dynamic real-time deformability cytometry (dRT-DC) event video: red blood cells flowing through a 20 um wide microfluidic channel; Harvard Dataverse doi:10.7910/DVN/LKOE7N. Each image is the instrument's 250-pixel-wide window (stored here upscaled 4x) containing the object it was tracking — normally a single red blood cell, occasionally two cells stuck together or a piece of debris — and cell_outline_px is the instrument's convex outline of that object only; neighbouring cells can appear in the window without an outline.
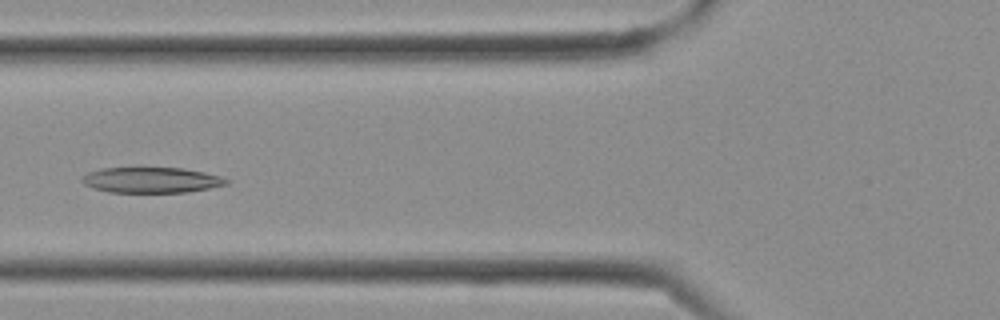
{"species": "Egyptian fruit bat (a non-hibernating species)", "species_latin": "Rousettus aegyptiacus", "temperature_condition": "cold", "stored_images_in_passage": 17, "camera_frame_rate_fps": 3000, "um_per_image_px": 0.085, "frame": {"image": 1, "passage_image": 12, "time_ms": 3.667, "image_size_px": [1000, 320], "cell_outline_px": [[232, 180], [228, 184], [188, 192], [108, 192], [84, 184], [80, 180], [88, 172], [100, 168], [136, 164], [144, 164], [184, 168], [204, 172], [220, 176]], "centroid_in_image_um": [12.85, 15.23], "position_along_channel_um": 113.0, "area_um2": 22.77}}
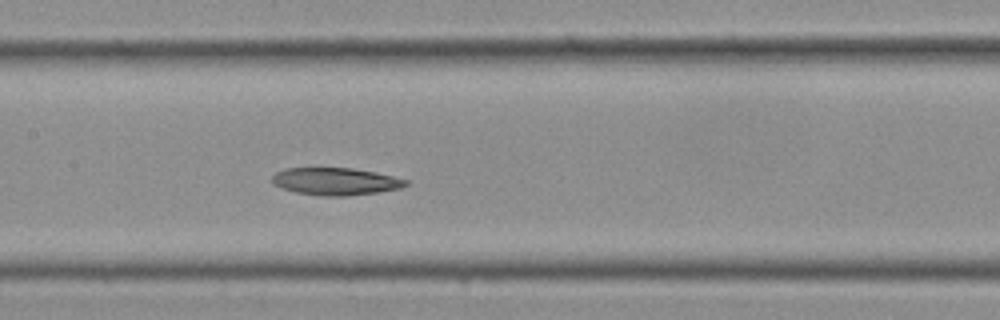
{"frame": {"image": 2, "passage_image": 15, "time_ms": 4.667, "image_size_px": [1000, 320], "cell_outline_px": [[408, 184], [400, 188], [376, 192], [344, 196], [320, 196], [296, 192], [280, 188], [272, 184], [272, 176], [276, 172], [284, 168], [352, 168], [376, 172], [408, 180]], "centroid_in_image_um": [28.48, 15.41], "position_along_channel_um": 178.9, "area_um2": 21.33}}
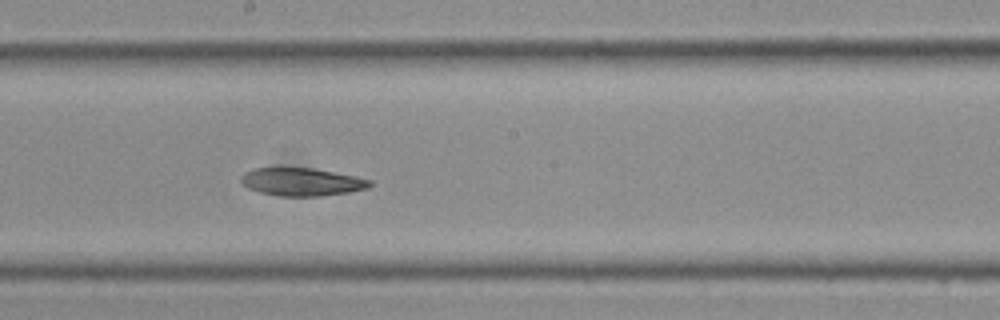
{"frame": {"image": 3, "passage_image": 17, "time_ms": 5.333, "image_size_px": [1000, 320], "cell_outline_px": [[372, 184], [368, 188], [348, 192], [320, 196], [280, 196], [260, 192], [248, 188], [240, 180], [240, 176], [244, 172], [252, 168], [312, 168], [372, 180]], "centroid_in_image_um": [25.61, 15.46], "position_along_channel_um": 222.6, "area_um2": 20.75}}